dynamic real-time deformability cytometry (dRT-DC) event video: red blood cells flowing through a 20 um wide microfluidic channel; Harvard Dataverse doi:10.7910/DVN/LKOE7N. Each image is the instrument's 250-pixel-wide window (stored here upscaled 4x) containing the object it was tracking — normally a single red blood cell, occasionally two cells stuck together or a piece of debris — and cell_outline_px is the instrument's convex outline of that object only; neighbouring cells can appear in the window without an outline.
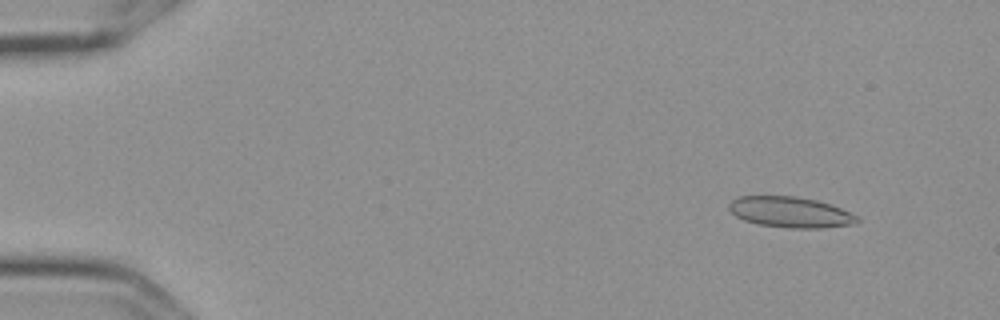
{"species": "Egyptian fruit bat (a non-hibernating species)", "species_latin": "Rousettus aegyptiacus", "temperature_condition": "cold", "stored_images_in_passage": 57, "camera_frame_rate_fps": 3000, "um_per_image_px": 0.085, "frame": {"image": 1, "passage_image": 6, "time_ms": 1.667, "image_size_px": [1000, 320], "cell_outline_px": [[860, 220], [856, 224], [820, 228], [788, 228], [760, 224], [744, 220], [736, 216], [728, 208], [728, 204], [732, 200], [740, 196], [792, 196], [816, 200], [840, 208], [860, 216]], "centroid_in_image_um": [67.21, 18.04], "position_along_channel_um": 17.8, "area_um2": 22.89}}
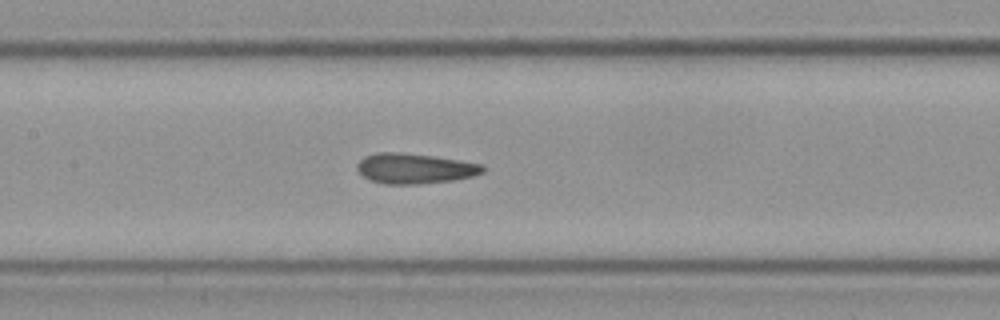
{"frame": {"image": 2, "passage_image": 28, "time_ms": 9.0, "image_size_px": [1000, 320], "cell_outline_px": [[488, 168], [484, 172], [472, 176], [452, 180], [420, 184], [384, 184], [368, 180], [356, 168], [356, 164], [364, 156], [376, 152], [400, 152], [432, 156], [460, 160], [484, 164]], "centroid_in_image_um": [35.26, 14.32], "position_along_channel_um": 172.1, "area_um2": 22.37}}
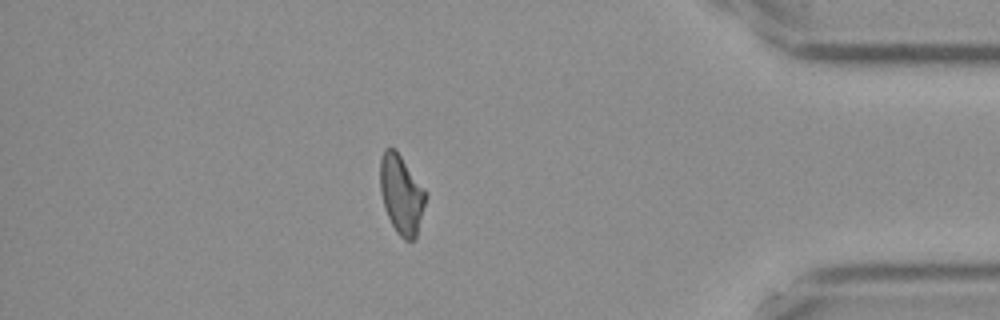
{"frame": {"image": 3, "passage_image": 50, "time_ms": 16.333, "image_size_px": [1000, 320], "cell_outline_px": [[428, 196], [416, 240], [404, 240], [396, 232], [384, 208], [380, 192], [380, 156], [384, 148], [396, 148], [424, 188]], "centroid_in_image_um": [34.13, 16.52], "position_along_channel_um": 401.1, "area_um2": 21.44}, "authors_computed_cell_mechanics": {"area_um2": 21.964, "velocity_mm_per_s": 3.5846, "shape_relaxation_time_tau1_ms": null, "shape_relaxation_time_tau2_ms": 2.0832, "deformation_change_tau1": null, "deformation_change_tau2": 0.0878}}